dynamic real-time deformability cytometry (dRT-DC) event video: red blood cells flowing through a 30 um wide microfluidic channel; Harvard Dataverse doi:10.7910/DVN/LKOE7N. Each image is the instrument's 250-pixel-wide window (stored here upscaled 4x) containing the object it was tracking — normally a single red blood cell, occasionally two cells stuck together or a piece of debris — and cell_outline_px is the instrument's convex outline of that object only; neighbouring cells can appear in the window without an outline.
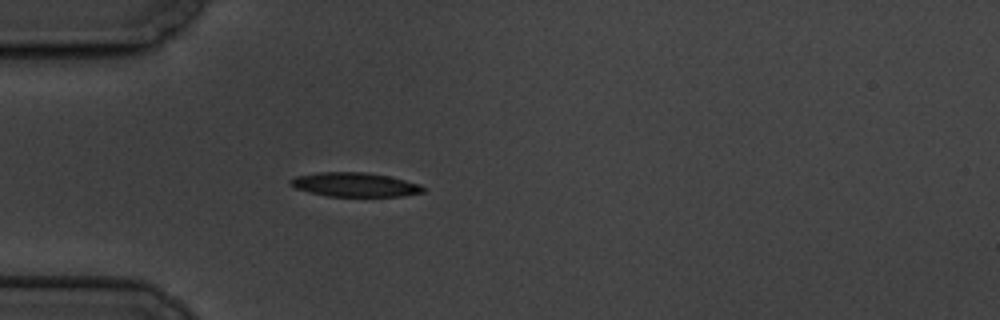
{"species": "common noctule bat (a hibernating species)", "species_latin": "Nyctalus noctula", "temperature_condition": "cold", "stored_images_in_passage": 1, "camera_frame_rate_fps": 3000, "um_per_image_px": 0.085, "animal": {"sex": "male", "body_mass_g": 19.5, "forearm_length_mm": 54.6}, "frame": {"image": 1, "passage_image": 1, "time_ms": 0.0, "image_size_px": [1000, 320], "cell_outline_px": [[424, 192], [400, 196], [328, 196], [296, 188], [288, 180], [296, 176], [316, 172], [368, 172], [388, 176], [420, 184], [424, 188]], "centroid_in_image_um": [30.17, 15.68], "position_along_channel_um": 54.8, "area_um2": 18.44}}